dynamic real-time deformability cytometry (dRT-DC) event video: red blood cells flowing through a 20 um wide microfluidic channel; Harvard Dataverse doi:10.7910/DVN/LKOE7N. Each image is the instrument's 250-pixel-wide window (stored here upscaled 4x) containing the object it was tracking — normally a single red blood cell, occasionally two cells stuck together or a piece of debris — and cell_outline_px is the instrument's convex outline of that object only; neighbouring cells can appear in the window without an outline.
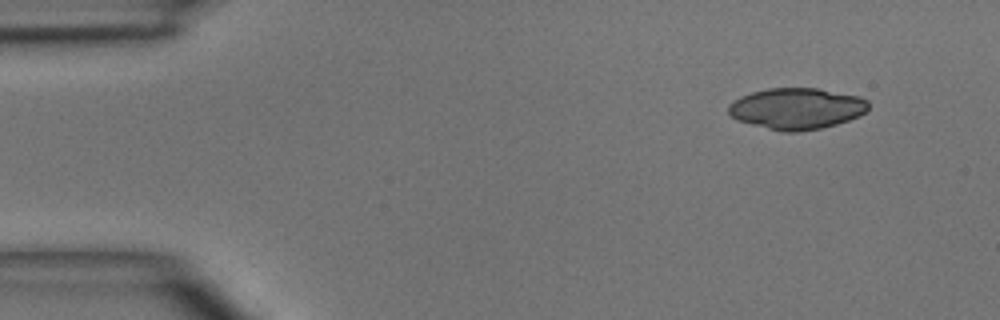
{"species": "common noctule bat (a hibernating species)", "species_latin": "Nyctalus noctula", "temperature_condition": "room temperature", "stored_images_in_passage": 4, "camera_frame_rate_fps": 3000, "um_per_image_px": 0.085, "animal": {"sex": "male", "body_mass_g": 15.6}, "frame": {"image": 1, "passage_image": 1, "time_ms": 0.0, "image_size_px": [1000, 320], "cell_outline_px": [[868, 108], [864, 112], [848, 120], [836, 124], [820, 128], [800, 132], [784, 132], [736, 120], [728, 112], [728, 104], [732, 100], [740, 96], [752, 92], [768, 88], [816, 88], [860, 96], [868, 100]], "centroid_in_image_um": [67.69, 9.22], "position_along_channel_um": 17.3, "area_um2": 33.58}}